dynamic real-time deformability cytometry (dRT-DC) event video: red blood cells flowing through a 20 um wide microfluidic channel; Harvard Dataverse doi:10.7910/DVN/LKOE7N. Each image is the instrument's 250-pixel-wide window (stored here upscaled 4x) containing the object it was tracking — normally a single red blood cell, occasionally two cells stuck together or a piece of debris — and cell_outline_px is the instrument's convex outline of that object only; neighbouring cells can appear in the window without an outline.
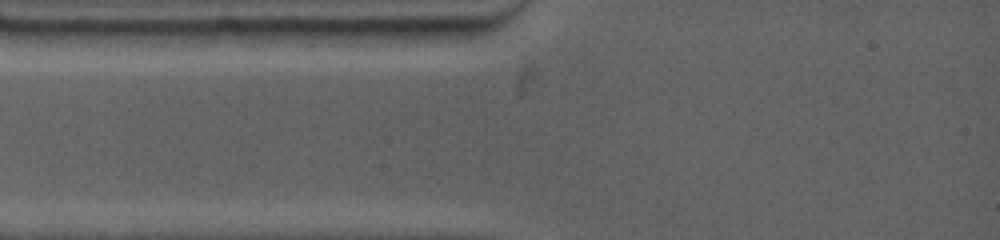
{"species": "common noctule bat (a hibernating species)", "species_latin": "Nyctalus noctula", "temperature_condition": "warm", "stored_images_in_passage": 1, "camera_frame_rate_fps": 4500, "um_per_image_px": 0.085, "animal": {"sex": "female", "body_mass_g": 19.0, "forearm_length_mm": 53.3}, "frame": {"image": 1, "passage_image": 1, "time_ms": 0.0, "image_size_px": [1000, 240], "cell_outline_px": [[244, 28], [224, 44], [116, 44], [92, 32], [116, 28]], "centroid_in_image_um": [14.36, 3.03], "position_along_channel_um": 70.6, "area_um2": 15.03}}